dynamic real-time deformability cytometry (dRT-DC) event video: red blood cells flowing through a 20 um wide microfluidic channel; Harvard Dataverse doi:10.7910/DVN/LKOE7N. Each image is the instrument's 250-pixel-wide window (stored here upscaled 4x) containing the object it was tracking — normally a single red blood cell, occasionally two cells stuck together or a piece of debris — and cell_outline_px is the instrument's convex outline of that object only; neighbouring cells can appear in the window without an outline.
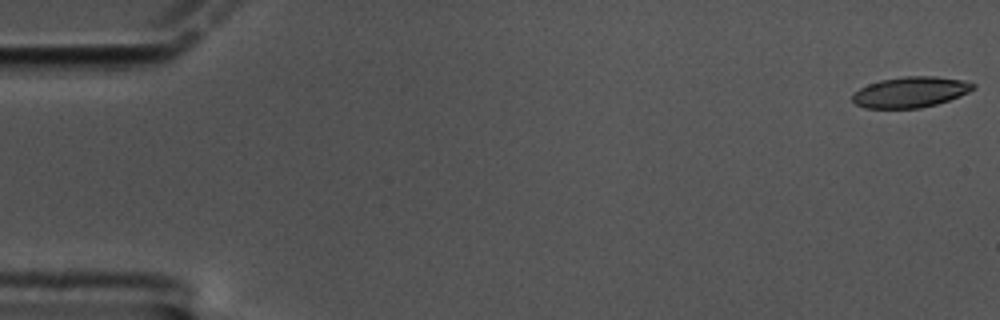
{"species": "common noctule bat (a hibernating species)", "species_latin": "Nyctalus noctula", "temperature_condition": "cold", "stored_images_in_passage": 60, "camera_frame_rate_fps": 3000, "um_per_image_px": 0.085, "animal": {"sex": "male", "body_mass_g": 17.5, "forearm_length_mm": 52.3}, "frame": {"image": 1, "passage_image": 1, "time_ms": 0.0, "image_size_px": [1000, 320], "cell_outline_px": [[976, 88], [960, 96], [936, 104], [920, 108], [864, 108], [856, 104], [852, 100], [852, 96], [860, 88], [868, 84], [880, 80], [904, 76], [936, 76], [960, 80], [976, 84]], "centroid_in_image_um": [77.39, 7.83], "position_along_channel_um": 7.6, "area_um2": 21.5}}
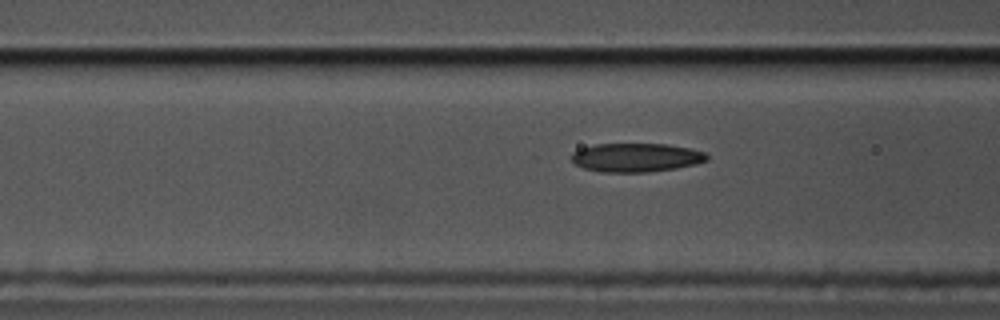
{"frame": {"image": 2, "passage_image": 23, "time_ms": 7.333, "image_size_px": [1000, 320], "cell_outline_px": [[708, 160], [696, 164], [676, 168], [644, 172], [600, 172], [584, 168], [576, 164], [572, 160], [572, 152], [580, 148], [596, 144], [668, 144], [692, 148], [704, 152], [708, 156]], "centroid_in_image_um": [54.08, 13.38], "position_along_channel_um": 112.5, "area_um2": 22.72}}
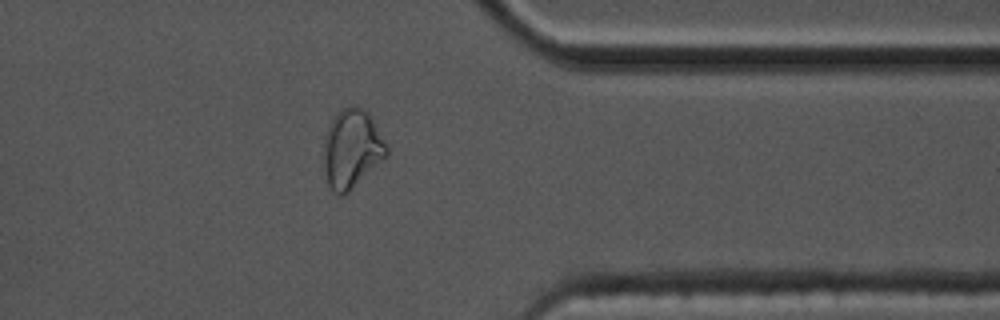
{"frame": {"image": 3, "passage_image": 48, "time_ms": 15.667, "image_size_px": [1000, 320], "cell_outline_px": [[388, 156], [344, 196], [340, 196], [328, 184], [324, 168], [324, 136], [336, 112], [348, 104], [356, 104], [364, 108], [368, 112], [384, 140], [388, 148]], "centroid_in_image_um": [29.91, 12.61], "position_along_channel_um": 381.5, "area_um2": 29.02}, "authors_computed_cell_mechanics": {"area_um2": 22.9177, "velocity_mm_per_s": 3.3438, "shape_relaxation_time_tau1_ms": 11.1944, "shape_relaxation_time_tau2_ms": 2.4258, "deformation_change_tau1": 0.2443, "deformation_change_tau2": 0.0857}}